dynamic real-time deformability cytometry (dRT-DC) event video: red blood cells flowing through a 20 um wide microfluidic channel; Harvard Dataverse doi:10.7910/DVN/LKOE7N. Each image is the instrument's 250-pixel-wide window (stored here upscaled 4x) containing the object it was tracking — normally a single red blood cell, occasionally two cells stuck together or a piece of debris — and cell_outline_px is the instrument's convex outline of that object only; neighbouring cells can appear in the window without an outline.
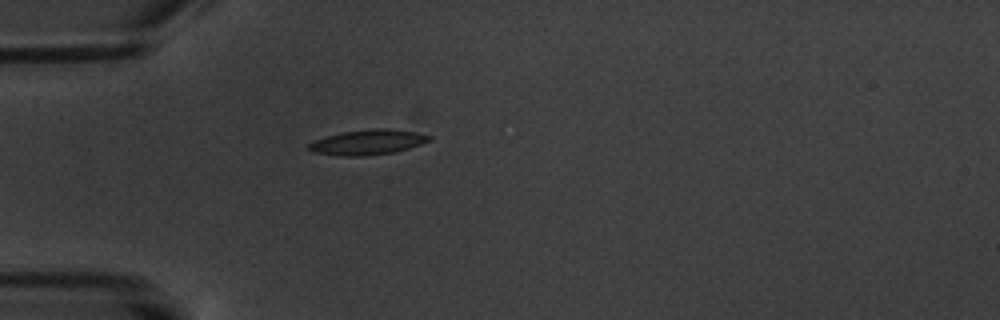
{"species": "common noctule bat (a hibernating species)", "species_latin": "Nyctalus noctula", "temperature_condition": "warm", "stored_images_in_passage": 1, "camera_frame_rate_fps": 3000, "um_per_image_px": 0.085, "animal": {"sex": "male", "body_mass_g": 20.1, "forearm_length_mm": 53.5}, "frame": {"image": 1, "passage_image": 1, "time_ms": 0.0, "image_size_px": [1000, 320], "cell_outline_px": [[432, 140], [396, 152], [364, 156], [340, 156], [312, 152], [304, 148], [308, 144], [316, 140], [340, 132], [376, 128], [388, 128], [412, 132], [432, 136]], "centroid_in_image_um": [31.22, 12.1], "position_along_channel_um": 53.8, "area_um2": 17.63}}